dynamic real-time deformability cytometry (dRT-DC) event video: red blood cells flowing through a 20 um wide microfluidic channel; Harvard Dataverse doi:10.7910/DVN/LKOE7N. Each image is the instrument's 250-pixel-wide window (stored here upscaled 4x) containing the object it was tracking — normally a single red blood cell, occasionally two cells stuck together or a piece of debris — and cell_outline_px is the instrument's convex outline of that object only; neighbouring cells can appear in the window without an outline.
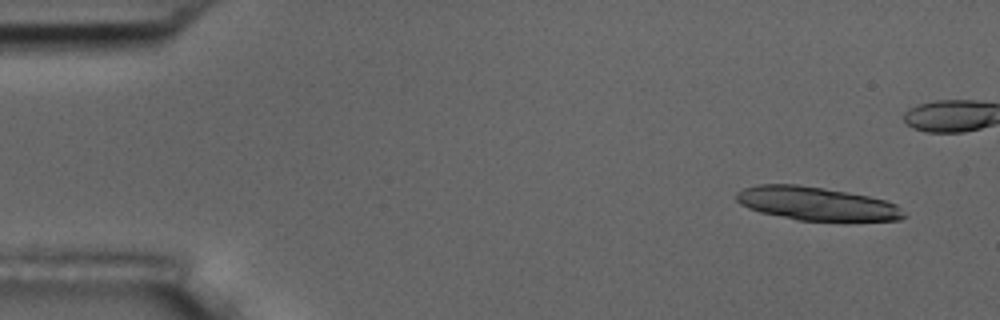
{"species": "common noctule bat (a hibernating species)", "species_latin": "Nyctalus noctula", "temperature_condition": "room temperature", "stored_images_in_passage": 30, "camera_frame_rate_fps": 3000, "um_per_image_px": 0.085, "animal": {"sex": "male", "body_mass_g": 17.5, "forearm_length_mm": 52.3}, "frame": {"image": 1, "passage_image": 1, "time_ms": 0.0, "image_size_px": [1000, 320], "cell_outline_px": [[908, 216], [900, 220], [796, 220], [760, 212], [748, 208], [740, 204], [736, 200], [736, 192], [744, 188], [756, 184], [796, 184], [824, 188], [848, 192], [868, 196], [884, 200], [896, 204]], "centroid_in_image_um": [69.37, 17.3], "position_along_channel_um": 15.6, "area_um2": 32.54}}